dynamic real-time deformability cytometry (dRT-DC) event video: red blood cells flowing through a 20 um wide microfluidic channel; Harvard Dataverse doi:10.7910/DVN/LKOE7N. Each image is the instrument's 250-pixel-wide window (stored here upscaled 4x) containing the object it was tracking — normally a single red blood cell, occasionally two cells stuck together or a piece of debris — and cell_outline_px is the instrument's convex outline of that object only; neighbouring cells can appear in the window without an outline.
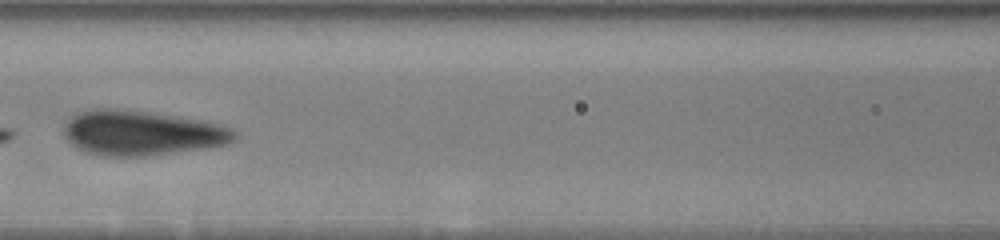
{"species": "human", "species_latin": "Homo sapiens", "temperature_condition": "warm", "stored_images_in_passage": 11, "camera_frame_rate_fps": 3000, "um_per_image_px": 0.085, "donor": {"sex": "male"}, "frame": {"image": 1, "passage_image": 10, "time_ms": 6.333, "image_size_px": [1000, 240], "cell_outline_px": [[236, 140], [228, 144], [204, 148], [144, 156], [100, 156], [84, 152], [76, 148], [64, 136], [64, 124], [76, 112], [96, 108], [112, 108], [152, 112], [224, 124], [232, 128], [236, 132]], "centroid_in_image_um": [12.04, 11.29], "position_along_channel_um": 154.6, "area_um2": 44.97}}